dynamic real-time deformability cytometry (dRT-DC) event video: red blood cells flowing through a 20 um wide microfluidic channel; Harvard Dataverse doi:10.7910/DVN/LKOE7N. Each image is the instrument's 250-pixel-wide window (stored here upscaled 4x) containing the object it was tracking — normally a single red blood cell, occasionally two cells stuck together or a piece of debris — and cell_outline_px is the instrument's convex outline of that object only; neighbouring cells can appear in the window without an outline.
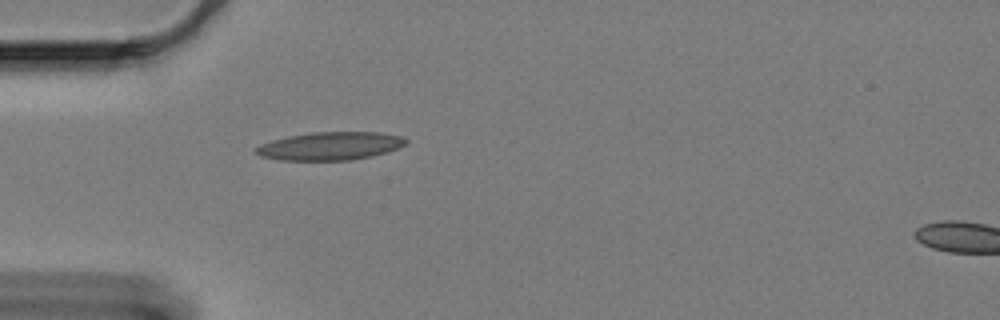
{"species": "Egyptian fruit bat (a non-hibernating species)", "species_latin": "Rousettus aegyptiacus", "temperature_condition": "cold", "stored_images_in_passage": 17, "camera_frame_rate_fps": 3000, "um_per_image_px": 0.085, "animal": {"sex": "female"}, "frame": {"image": 1, "passage_image": 1, "time_ms": 0.0, "image_size_px": [1000, 320], "cell_outline_px": [[408, 140], [400, 148], [372, 156], [352, 160], [280, 160], [260, 156], [252, 152], [252, 148], [260, 144], [272, 140], [288, 136], [312, 132], [380, 132], [404, 136]], "centroid_in_image_um": [28.04, 12.41], "position_along_channel_um": 57.0, "area_um2": 24.85}}
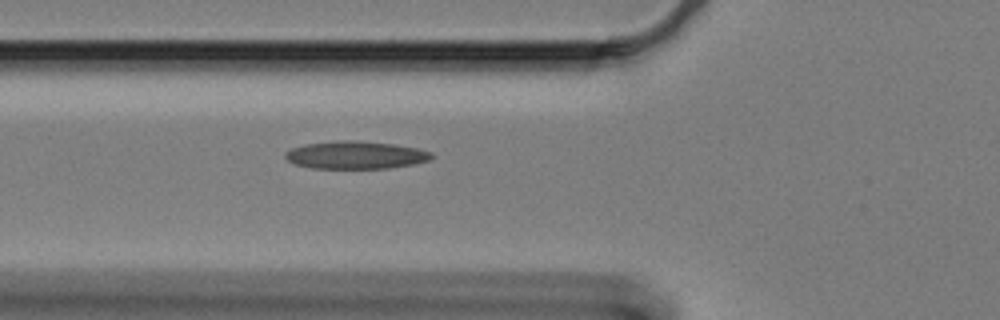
{"frame": {"image": 2, "passage_image": 5, "time_ms": 1.333, "image_size_px": [1000, 320], "cell_outline_px": [[436, 156], [428, 160], [416, 164], [388, 168], [312, 168], [296, 164], [288, 160], [284, 156], [284, 152], [292, 148], [304, 144], [336, 140], [356, 140], [392, 144], [416, 148], [432, 152]], "centroid_in_image_um": [30.24, 13.17], "position_along_channel_um": 95.6, "area_um2": 23.7}}
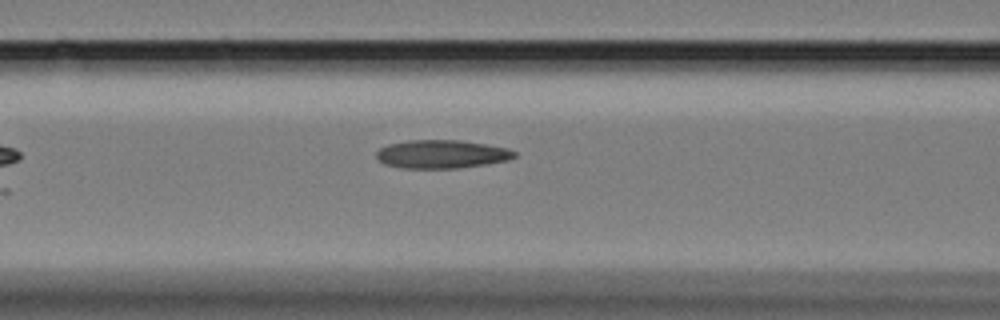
{"frame": {"image": 3, "passage_image": 8, "time_ms": 2.333, "image_size_px": [1000, 320], "cell_outline_px": [[516, 156], [508, 160], [488, 164], [460, 168], [404, 168], [384, 164], [376, 156], [376, 152], [380, 148], [388, 144], [408, 140], [460, 140], [508, 148], [516, 152]], "centroid_in_image_um": [37.55, 13.1], "position_along_channel_um": 129.0, "area_um2": 22.83}}